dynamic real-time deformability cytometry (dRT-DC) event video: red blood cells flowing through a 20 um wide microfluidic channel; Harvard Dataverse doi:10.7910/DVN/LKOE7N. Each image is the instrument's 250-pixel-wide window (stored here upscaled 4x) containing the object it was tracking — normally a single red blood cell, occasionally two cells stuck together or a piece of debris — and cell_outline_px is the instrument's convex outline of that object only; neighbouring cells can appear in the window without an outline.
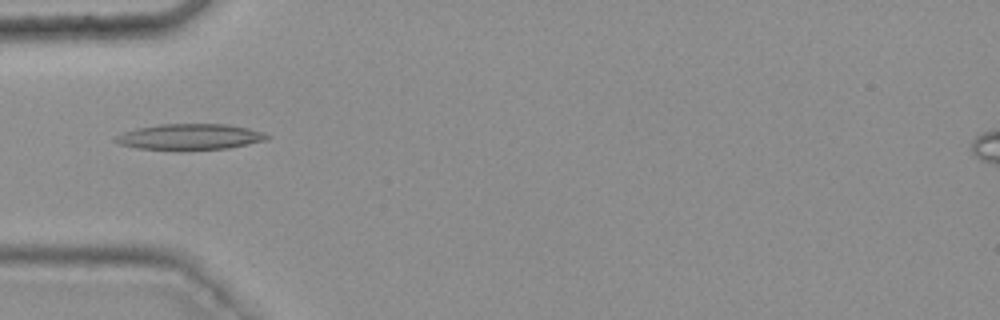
{"species": "common noctule bat (a hibernating species)", "species_latin": "Nyctalus noctula", "temperature_condition": "warm", "stored_images_in_passage": 40, "camera_frame_rate_fps": 3000, "um_per_image_px": 0.085, "animal": {"sex": "female", "body_mass_g": 25.1}, "frame": {"image": 1, "passage_image": 9, "time_ms": 2.667, "image_size_px": [1000, 320], "cell_outline_px": [[272, 136], [264, 140], [248, 144], [228, 148], [180, 152], [176, 152], [140, 148], [120, 144], [112, 140], [116, 136], [124, 132], [136, 128], [160, 124], [228, 124], [248, 128], [264, 132]], "centroid_in_image_um": [16.13, 11.65], "position_along_channel_um": 68.9, "area_um2": 23.47}}
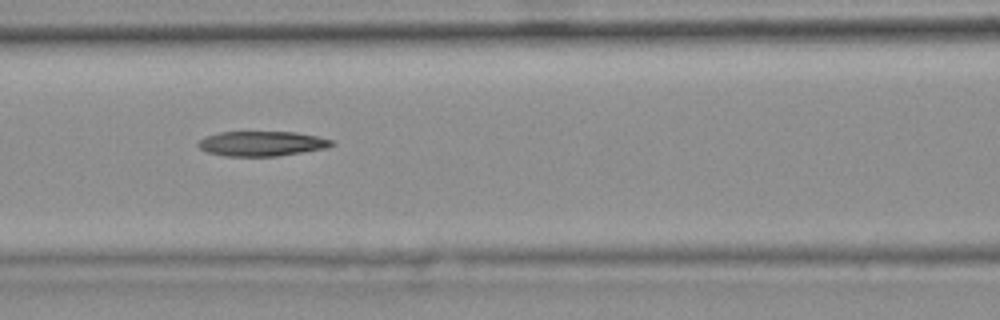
{"frame": {"image": 2, "passage_image": 15, "time_ms": 4.667, "image_size_px": [1000, 320], "cell_outline_px": [[336, 144], [328, 148], [276, 156], [224, 156], [208, 152], [200, 148], [196, 144], [200, 140], [208, 136], [220, 132], [296, 132], [336, 140]], "centroid_in_image_um": [22.32, 12.21], "position_along_channel_um": 144.3, "area_um2": 19.36}}
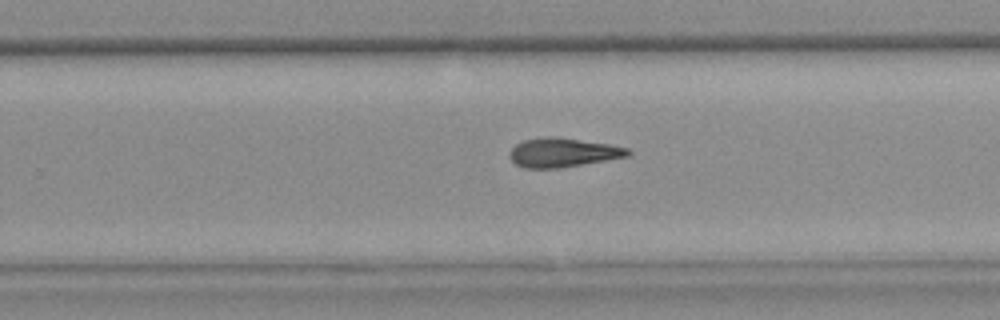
{"frame": {"image": 3, "passage_image": 26, "time_ms": 8.333, "image_size_px": [1000, 320], "cell_outline_px": [[632, 152], [628, 156], [556, 168], [524, 168], [516, 164], [508, 156], [512, 148], [516, 144], [524, 140], [548, 136], [556, 136], [608, 144], [628, 148]], "centroid_in_image_um": [47.81, 12.95], "position_along_channel_um": 282.0, "area_um2": 19.77}}